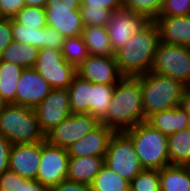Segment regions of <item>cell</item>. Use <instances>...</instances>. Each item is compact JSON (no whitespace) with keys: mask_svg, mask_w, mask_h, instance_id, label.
Masks as SVG:
<instances>
[{"mask_svg":"<svg viewBox=\"0 0 190 191\" xmlns=\"http://www.w3.org/2000/svg\"><path fill=\"white\" fill-rule=\"evenodd\" d=\"M145 122L141 82L136 77H123L114 88L106 116L101 124L115 132H124Z\"/></svg>","mask_w":190,"mask_h":191,"instance_id":"obj_1","label":"cell"},{"mask_svg":"<svg viewBox=\"0 0 190 191\" xmlns=\"http://www.w3.org/2000/svg\"><path fill=\"white\" fill-rule=\"evenodd\" d=\"M159 42L158 26L151 20L115 52L121 74L124 77H137L150 72Z\"/></svg>","mask_w":190,"mask_h":191,"instance_id":"obj_2","label":"cell"},{"mask_svg":"<svg viewBox=\"0 0 190 191\" xmlns=\"http://www.w3.org/2000/svg\"><path fill=\"white\" fill-rule=\"evenodd\" d=\"M136 78L141 82L145 122L153 113L179 106L188 88L179 80L153 72Z\"/></svg>","mask_w":190,"mask_h":191,"instance_id":"obj_3","label":"cell"},{"mask_svg":"<svg viewBox=\"0 0 190 191\" xmlns=\"http://www.w3.org/2000/svg\"><path fill=\"white\" fill-rule=\"evenodd\" d=\"M0 135L12 144L46 141L34 109L14 104H7L0 111Z\"/></svg>","mask_w":190,"mask_h":191,"instance_id":"obj_4","label":"cell"},{"mask_svg":"<svg viewBox=\"0 0 190 191\" xmlns=\"http://www.w3.org/2000/svg\"><path fill=\"white\" fill-rule=\"evenodd\" d=\"M132 139L143 169H157L170 165L168 137L143 122L125 131Z\"/></svg>","mask_w":190,"mask_h":191,"instance_id":"obj_5","label":"cell"},{"mask_svg":"<svg viewBox=\"0 0 190 191\" xmlns=\"http://www.w3.org/2000/svg\"><path fill=\"white\" fill-rule=\"evenodd\" d=\"M104 164L128 181L134 179L143 170L132 139L125 131L113 134Z\"/></svg>","mask_w":190,"mask_h":191,"instance_id":"obj_6","label":"cell"},{"mask_svg":"<svg viewBox=\"0 0 190 191\" xmlns=\"http://www.w3.org/2000/svg\"><path fill=\"white\" fill-rule=\"evenodd\" d=\"M150 72L179 80L190 87V47L160 41Z\"/></svg>","mask_w":190,"mask_h":191,"instance_id":"obj_7","label":"cell"},{"mask_svg":"<svg viewBox=\"0 0 190 191\" xmlns=\"http://www.w3.org/2000/svg\"><path fill=\"white\" fill-rule=\"evenodd\" d=\"M33 68L52 89H68L77 75V68L63 58L62 52L51 48H41L39 50Z\"/></svg>","mask_w":190,"mask_h":191,"instance_id":"obj_8","label":"cell"},{"mask_svg":"<svg viewBox=\"0 0 190 191\" xmlns=\"http://www.w3.org/2000/svg\"><path fill=\"white\" fill-rule=\"evenodd\" d=\"M99 124L100 122L89 113H72L46 134V141L67 149Z\"/></svg>","mask_w":190,"mask_h":191,"instance_id":"obj_9","label":"cell"},{"mask_svg":"<svg viewBox=\"0 0 190 191\" xmlns=\"http://www.w3.org/2000/svg\"><path fill=\"white\" fill-rule=\"evenodd\" d=\"M69 157L67 149L47 141L41 142V160L36 180L50 188L66 180Z\"/></svg>","mask_w":190,"mask_h":191,"instance_id":"obj_10","label":"cell"},{"mask_svg":"<svg viewBox=\"0 0 190 191\" xmlns=\"http://www.w3.org/2000/svg\"><path fill=\"white\" fill-rule=\"evenodd\" d=\"M150 21L144 14L126 8L112 12L106 28L113 52L126 45L131 37Z\"/></svg>","mask_w":190,"mask_h":191,"instance_id":"obj_11","label":"cell"},{"mask_svg":"<svg viewBox=\"0 0 190 191\" xmlns=\"http://www.w3.org/2000/svg\"><path fill=\"white\" fill-rule=\"evenodd\" d=\"M34 111L43 132L47 134L72 114L68 89H52Z\"/></svg>","mask_w":190,"mask_h":191,"instance_id":"obj_12","label":"cell"},{"mask_svg":"<svg viewBox=\"0 0 190 191\" xmlns=\"http://www.w3.org/2000/svg\"><path fill=\"white\" fill-rule=\"evenodd\" d=\"M77 75L91 83L116 85L124 76L121 74L115 56L89 57L77 68Z\"/></svg>","mask_w":190,"mask_h":191,"instance_id":"obj_13","label":"cell"},{"mask_svg":"<svg viewBox=\"0 0 190 191\" xmlns=\"http://www.w3.org/2000/svg\"><path fill=\"white\" fill-rule=\"evenodd\" d=\"M51 90L52 87L34 68H25L16 88L15 105L34 109Z\"/></svg>","mask_w":190,"mask_h":191,"instance_id":"obj_14","label":"cell"},{"mask_svg":"<svg viewBox=\"0 0 190 191\" xmlns=\"http://www.w3.org/2000/svg\"><path fill=\"white\" fill-rule=\"evenodd\" d=\"M41 160V142L12 144L9 154V170L21 177L36 179Z\"/></svg>","mask_w":190,"mask_h":191,"instance_id":"obj_15","label":"cell"},{"mask_svg":"<svg viewBox=\"0 0 190 191\" xmlns=\"http://www.w3.org/2000/svg\"><path fill=\"white\" fill-rule=\"evenodd\" d=\"M115 131L104 124H99L90 133L67 148L69 156L105 157L109 142Z\"/></svg>","mask_w":190,"mask_h":191,"instance_id":"obj_16","label":"cell"},{"mask_svg":"<svg viewBox=\"0 0 190 191\" xmlns=\"http://www.w3.org/2000/svg\"><path fill=\"white\" fill-rule=\"evenodd\" d=\"M79 9L80 7L46 6L47 26L56 29L65 38L80 36L84 24Z\"/></svg>","mask_w":190,"mask_h":191,"instance_id":"obj_17","label":"cell"},{"mask_svg":"<svg viewBox=\"0 0 190 191\" xmlns=\"http://www.w3.org/2000/svg\"><path fill=\"white\" fill-rule=\"evenodd\" d=\"M160 41L190 47V15L157 17Z\"/></svg>","mask_w":190,"mask_h":191,"instance_id":"obj_18","label":"cell"},{"mask_svg":"<svg viewBox=\"0 0 190 191\" xmlns=\"http://www.w3.org/2000/svg\"><path fill=\"white\" fill-rule=\"evenodd\" d=\"M146 123L168 137L179 130L190 127V116L179 105L172 109L153 113L146 119Z\"/></svg>","mask_w":190,"mask_h":191,"instance_id":"obj_19","label":"cell"},{"mask_svg":"<svg viewBox=\"0 0 190 191\" xmlns=\"http://www.w3.org/2000/svg\"><path fill=\"white\" fill-rule=\"evenodd\" d=\"M105 157H69L67 180L91 185L104 165Z\"/></svg>","mask_w":190,"mask_h":191,"instance_id":"obj_20","label":"cell"},{"mask_svg":"<svg viewBox=\"0 0 190 191\" xmlns=\"http://www.w3.org/2000/svg\"><path fill=\"white\" fill-rule=\"evenodd\" d=\"M161 191H190V166L168 165L160 170Z\"/></svg>","mask_w":190,"mask_h":191,"instance_id":"obj_21","label":"cell"},{"mask_svg":"<svg viewBox=\"0 0 190 191\" xmlns=\"http://www.w3.org/2000/svg\"><path fill=\"white\" fill-rule=\"evenodd\" d=\"M81 36L87 46L89 55L115 56L109 41L108 30L105 26H86Z\"/></svg>","mask_w":190,"mask_h":191,"instance_id":"obj_22","label":"cell"},{"mask_svg":"<svg viewBox=\"0 0 190 191\" xmlns=\"http://www.w3.org/2000/svg\"><path fill=\"white\" fill-rule=\"evenodd\" d=\"M170 165L190 166V127L168 136Z\"/></svg>","mask_w":190,"mask_h":191,"instance_id":"obj_23","label":"cell"},{"mask_svg":"<svg viewBox=\"0 0 190 191\" xmlns=\"http://www.w3.org/2000/svg\"><path fill=\"white\" fill-rule=\"evenodd\" d=\"M39 50L37 47L13 41L0 55V61L14 63L24 69L33 68L37 61Z\"/></svg>","mask_w":190,"mask_h":191,"instance_id":"obj_24","label":"cell"},{"mask_svg":"<svg viewBox=\"0 0 190 191\" xmlns=\"http://www.w3.org/2000/svg\"><path fill=\"white\" fill-rule=\"evenodd\" d=\"M23 67L7 61H0V95L7 104L15 105L16 88Z\"/></svg>","mask_w":190,"mask_h":191,"instance_id":"obj_25","label":"cell"},{"mask_svg":"<svg viewBox=\"0 0 190 191\" xmlns=\"http://www.w3.org/2000/svg\"><path fill=\"white\" fill-rule=\"evenodd\" d=\"M72 113H89L91 82L76 75L68 88Z\"/></svg>","mask_w":190,"mask_h":191,"instance_id":"obj_26","label":"cell"},{"mask_svg":"<svg viewBox=\"0 0 190 191\" xmlns=\"http://www.w3.org/2000/svg\"><path fill=\"white\" fill-rule=\"evenodd\" d=\"M115 85L91 83L89 114L99 122L106 116L114 93Z\"/></svg>","mask_w":190,"mask_h":191,"instance_id":"obj_27","label":"cell"},{"mask_svg":"<svg viewBox=\"0 0 190 191\" xmlns=\"http://www.w3.org/2000/svg\"><path fill=\"white\" fill-rule=\"evenodd\" d=\"M50 189L36 179L21 177L10 170L0 175V191H50Z\"/></svg>","mask_w":190,"mask_h":191,"instance_id":"obj_28","label":"cell"},{"mask_svg":"<svg viewBox=\"0 0 190 191\" xmlns=\"http://www.w3.org/2000/svg\"><path fill=\"white\" fill-rule=\"evenodd\" d=\"M92 191H129L130 181L122 178L105 164L91 184Z\"/></svg>","mask_w":190,"mask_h":191,"instance_id":"obj_29","label":"cell"},{"mask_svg":"<svg viewBox=\"0 0 190 191\" xmlns=\"http://www.w3.org/2000/svg\"><path fill=\"white\" fill-rule=\"evenodd\" d=\"M62 56L71 65L78 68L88 57L89 52L82 36L66 37L62 46Z\"/></svg>","mask_w":190,"mask_h":191,"instance_id":"obj_30","label":"cell"},{"mask_svg":"<svg viewBox=\"0 0 190 191\" xmlns=\"http://www.w3.org/2000/svg\"><path fill=\"white\" fill-rule=\"evenodd\" d=\"M13 41L20 44H28L30 46L43 48V28H26L11 18Z\"/></svg>","mask_w":190,"mask_h":191,"instance_id":"obj_31","label":"cell"},{"mask_svg":"<svg viewBox=\"0 0 190 191\" xmlns=\"http://www.w3.org/2000/svg\"><path fill=\"white\" fill-rule=\"evenodd\" d=\"M13 19L26 28L40 29L47 26L45 8L42 7L25 5Z\"/></svg>","mask_w":190,"mask_h":191,"instance_id":"obj_32","label":"cell"},{"mask_svg":"<svg viewBox=\"0 0 190 191\" xmlns=\"http://www.w3.org/2000/svg\"><path fill=\"white\" fill-rule=\"evenodd\" d=\"M131 191H161L160 170L143 169L130 181Z\"/></svg>","mask_w":190,"mask_h":191,"instance_id":"obj_33","label":"cell"},{"mask_svg":"<svg viewBox=\"0 0 190 191\" xmlns=\"http://www.w3.org/2000/svg\"><path fill=\"white\" fill-rule=\"evenodd\" d=\"M80 14L84 27L86 26H107L112 12L108 9L88 7L81 5Z\"/></svg>","mask_w":190,"mask_h":191,"instance_id":"obj_34","label":"cell"},{"mask_svg":"<svg viewBox=\"0 0 190 191\" xmlns=\"http://www.w3.org/2000/svg\"><path fill=\"white\" fill-rule=\"evenodd\" d=\"M163 0H125L124 8L144 14L150 20H155L161 9Z\"/></svg>","mask_w":190,"mask_h":191,"instance_id":"obj_35","label":"cell"},{"mask_svg":"<svg viewBox=\"0 0 190 191\" xmlns=\"http://www.w3.org/2000/svg\"><path fill=\"white\" fill-rule=\"evenodd\" d=\"M190 15V0H163L157 17Z\"/></svg>","mask_w":190,"mask_h":191,"instance_id":"obj_36","label":"cell"},{"mask_svg":"<svg viewBox=\"0 0 190 191\" xmlns=\"http://www.w3.org/2000/svg\"><path fill=\"white\" fill-rule=\"evenodd\" d=\"M65 37L56 29L46 26L43 28V48H51L57 51L62 50Z\"/></svg>","mask_w":190,"mask_h":191,"instance_id":"obj_37","label":"cell"},{"mask_svg":"<svg viewBox=\"0 0 190 191\" xmlns=\"http://www.w3.org/2000/svg\"><path fill=\"white\" fill-rule=\"evenodd\" d=\"M125 0H81V5L88 7L108 9L111 12L124 8Z\"/></svg>","mask_w":190,"mask_h":191,"instance_id":"obj_38","label":"cell"},{"mask_svg":"<svg viewBox=\"0 0 190 191\" xmlns=\"http://www.w3.org/2000/svg\"><path fill=\"white\" fill-rule=\"evenodd\" d=\"M13 42L11 18L0 20V55Z\"/></svg>","mask_w":190,"mask_h":191,"instance_id":"obj_39","label":"cell"},{"mask_svg":"<svg viewBox=\"0 0 190 191\" xmlns=\"http://www.w3.org/2000/svg\"><path fill=\"white\" fill-rule=\"evenodd\" d=\"M24 6L25 0H0V9L5 18H13Z\"/></svg>","mask_w":190,"mask_h":191,"instance_id":"obj_40","label":"cell"},{"mask_svg":"<svg viewBox=\"0 0 190 191\" xmlns=\"http://www.w3.org/2000/svg\"><path fill=\"white\" fill-rule=\"evenodd\" d=\"M12 143L0 135V175L9 170V154Z\"/></svg>","mask_w":190,"mask_h":191,"instance_id":"obj_41","label":"cell"},{"mask_svg":"<svg viewBox=\"0 0 190 191\" xmlns=\"http://www.w3.org/2000/svg\"><path fill=\"white\" fill-rule=\"evenodd\" d=\"M50 191H92L91 185L85 183L64 180L58 185L51 187Z\"/></svg>","mask_w":190,"mask_h":191,"instance_id":"obj_42","label":"cell"},{"mask_svg":"<svg viewBox=\"0 0 190 191\" xmlns=\"http://www.w3.org/2000/svg\"><path fill=\"white\" fill-rule=\"evenodd\" d=\"M46 6L81 7V0H48Z\"/></svg>","mask_w":190,"mask_h":191,"instance_id":"obj_43","label":"cell"},{"mask_svg":"<svg viewBox=\"0 0 190 191\" xmlns=\"http://www.w3.org/2000/svg\"><path fill=\"white\" fill-rule=\"evenodd\" d=\"M180 105L185 110V112L190 116V87H188L185 90Z\"/></svg>","mask_w":190,"mask_h":191,"instance_id":"obj_44","label":"cell"},{"mask_svg":"<svg viewBox=\"0 0 190 191\" xmlns=\"http://www.w3.org/2000/svg\"><path fill=\"white\" fill-rule=\"evenodd\" d=\"M48 0H25L26 6L45 8Z\"/></svg>","mask_w":190,"mask_h":191,"instance_id":"obj_45","label":"cell"},{"mask_svg":"<svg viewBox=\"0 0 190 191\" xmlns=\"http://www.w3.org/2000/svg\"><path fill=\"white\" fill-rule=\"evenodd\" d=\"M7 105V103L3 100L0 95V111Z\"/></svg>","mask_w":190,"mask_h":191,"instance_id":"obj_46","label":"cell"},{"mask_svg":"<svg viewBox=\"0 0 190 191\" xmlns=\"http://www.w3.org/2000/svg\"><path fill=\"white\" fill-rule=\"evenodd\" d=\"M5 17H4V15L2 14V11H1V9H0V20H2V19H4Z\"/></svg>","mask_w":190,"mask_h":191,"instance_id":"obj_47","label":"cell"}]
</instances>
